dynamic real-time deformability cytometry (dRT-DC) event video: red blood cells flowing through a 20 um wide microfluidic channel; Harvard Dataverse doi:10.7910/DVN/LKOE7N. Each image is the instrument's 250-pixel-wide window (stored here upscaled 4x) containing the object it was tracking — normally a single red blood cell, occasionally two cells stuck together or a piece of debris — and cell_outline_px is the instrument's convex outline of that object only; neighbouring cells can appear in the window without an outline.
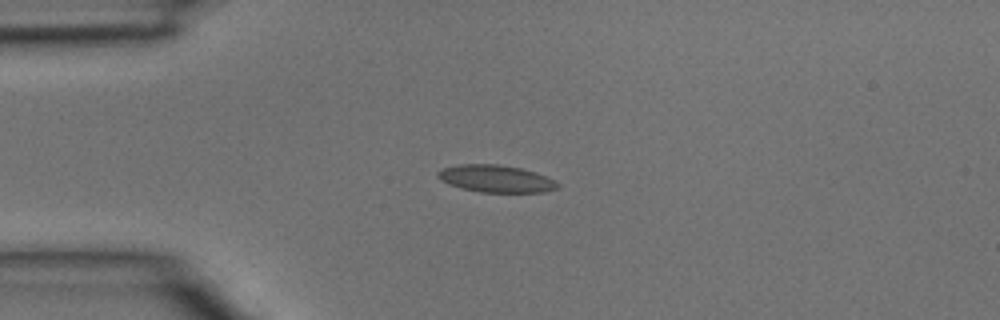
{"species": "common noctule bat (a hibernating species)", "species_latin": "Nyctalus noctula", "temperature_condition": "room temperature", "stored_images_in_passage": 40, "camera_frame_rate_fps": 3000, "um_per_image_px": 0.085, "animal": {"sex": "male", "body_mass_g": 15.6}, "frame": {"image": 1, "passage_image": 9, "time_ms": 2.667, "image_size_px": [1000, 320], "cell_outline_px": [[560, 188], [544, 192], [480, 192], [460, 188], [448, 184], [440, 180], [436, 176], [436, 172], [444, 168], [460, 164], [496, 164], [520, 168], [536, 172], [560, 184]], "centroid_in_image_um": [42.13, 15.19], "position_along_channel_um": 42.9, "area_um2": 19.02}}
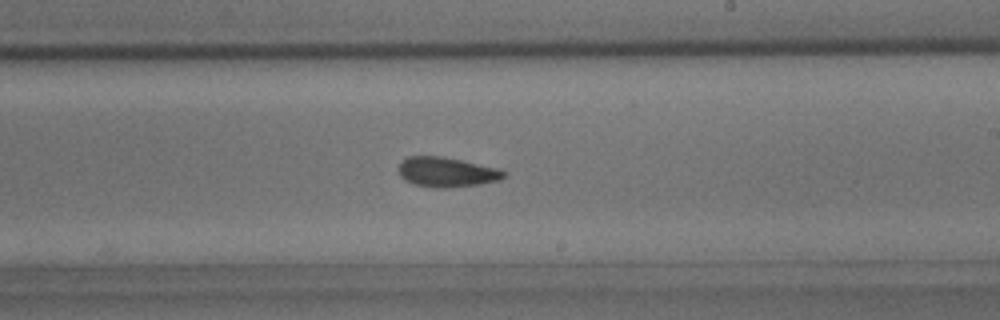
{"frame": {"image": 2, "passage_image": 23, "time_ms": 7.333, "image_size_px": [1000, 320], "cell_outline_px": [[504, 176], [500, 180], [480, 184], [448, 188], [440, 188], [412, 184], [404, 180], [400, 176], [400, 164], [408, 156], [440, 156], [460, 160], [496, 168], [504, 172]], "centroid_in_image_um": [37.94, 14.64], "position_along_channel_um": 251.1, "area_um2": 17.98}}
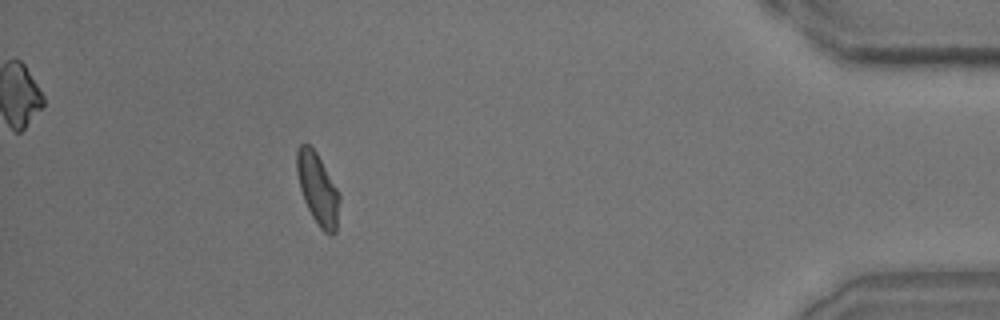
{"frame": {"image": 3, "passage_image": 36, "time_ms": 11.667, "image_size_px": [1000, 320], "cell_outline_px": [[340, 200], [336, 232], [332, 236], [324, 232], [320, 228], [312, 216], [304, 200], [300, 188], [296, 172], [296, 152], [300, 144], [308, 144], [316, 152], [340, 192]], "centroid_in_image_um": [27.02, 16.07], "position_along_channel_um": 408.2, "area_um2": 17.86}}